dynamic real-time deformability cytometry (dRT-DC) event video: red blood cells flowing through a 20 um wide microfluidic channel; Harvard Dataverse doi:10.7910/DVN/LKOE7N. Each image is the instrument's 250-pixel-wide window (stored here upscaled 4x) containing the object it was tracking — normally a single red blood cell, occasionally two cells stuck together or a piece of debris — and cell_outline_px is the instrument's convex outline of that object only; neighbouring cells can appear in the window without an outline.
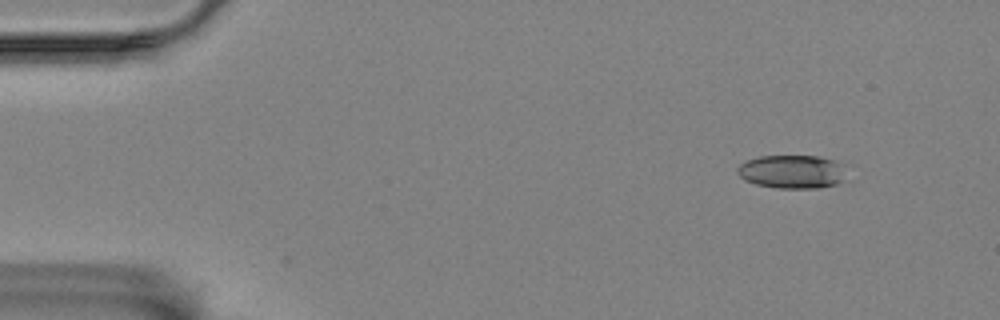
{"species": "Egyptian fruit bat (a non-hibernating species)", "species_latin": "Rousettus aegyptiacus", "temperature_condition": "room temperature", "stored_images_in_passage": 8, "camera_frame_rate_fps": 3000, "um_per_image_px": 0.085, "animal": {"sex": "female"}, "frame": {"image": 1, "passage_image": 1, "time_ms": 0.0, "image_size_px": [1000, 320], "cell_outline_px": [[840, 180], [836, 184], [820, 188], [776, 188], [756, 184], [744, 180], [736, 172], [736, 168], [740, 164], [748, 160], [760, 156], [820, 156], [832, 160], [840, 164]], "centroid_in_image_um": [67.2, 14.59], "position_along_channel_um": 17.8, "area_um2": 20.81}}